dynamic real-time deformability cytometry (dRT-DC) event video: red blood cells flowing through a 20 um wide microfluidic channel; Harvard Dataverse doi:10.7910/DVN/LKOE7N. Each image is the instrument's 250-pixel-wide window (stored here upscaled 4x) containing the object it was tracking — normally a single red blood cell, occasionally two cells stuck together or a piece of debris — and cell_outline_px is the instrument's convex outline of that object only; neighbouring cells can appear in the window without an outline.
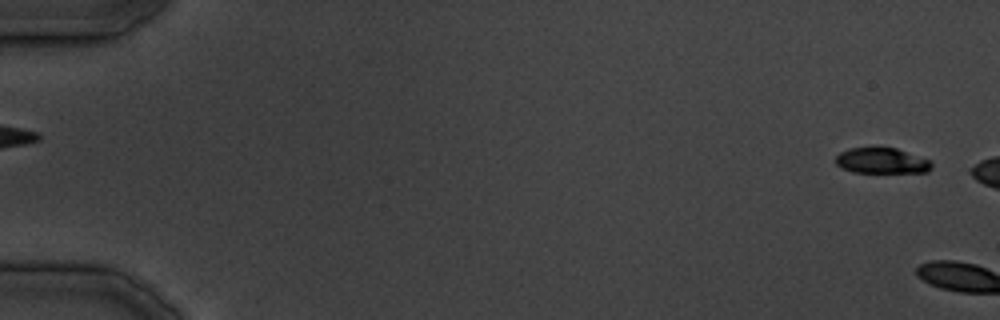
{"species": "common noctule bat (a hibernating species)", "species_latin": "Nyctalus noctula", "temperature_condition": "cold", "stored_images_in_passage": 4, "camera_frame_rate_fps": 3000, "um_per_image_px": 0.085, "animal": {"sex": "male", "body_mass_g": 19.5, "forearm_length_mm": 54.6}, "frame": {"image": 1, "passage_image": 2, "time_ms": 1.333, "image_size_px": [1000, 320], "cell_outline_px": [[932, 168], [928, 172], [852, 172], [840, 168], [836, 164], [836, 156], [840, 152], [848, 148], [876, 144], [896, 148], [928, 160], [932, 164]], "centroid_in_image_um": [74.87, 13.61], "position_along_channel_um": 10.1, "area_um2": 14.85}}